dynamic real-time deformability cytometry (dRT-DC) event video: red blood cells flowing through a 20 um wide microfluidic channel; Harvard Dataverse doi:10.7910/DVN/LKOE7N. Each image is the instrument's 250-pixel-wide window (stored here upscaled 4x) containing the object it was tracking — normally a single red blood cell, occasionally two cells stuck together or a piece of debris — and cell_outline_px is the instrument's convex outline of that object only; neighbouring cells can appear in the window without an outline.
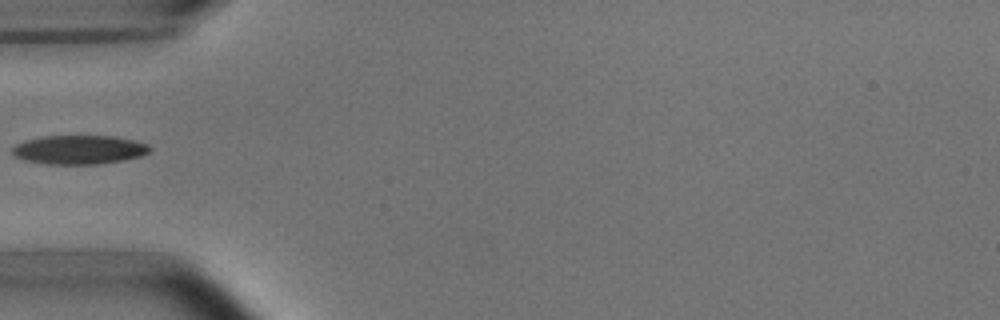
{"species": "common noctule bat (a hibernating species)", "species_latin": "Nyctalus noctula", "temperature_condition": "room temperature", "stored_images_in_passage": 1, "camera_frame_rate_fps": 3000, "um_per_image_px": 0.085, "animal": {"sex": "male", "body_mass_g": 15.6}, "frame": {"image": 1, "passage_image": 1, "time_ms": 0.0, "image_size_px": [1000, 320], "cell_outline_px": [[152, 148], [148, 152], [140, 156], [124, 160], [100, 164], [44, 164], [24, 160], [16, 156], [12, 152], [12, 148], [16, 144], [24, 140], [40, 136], [116, 136], [148, 144]], "centroid_in_image_um": [6.71, 12.72], "position_along_channel_um": 78.3, "area_um2": 23.29}}